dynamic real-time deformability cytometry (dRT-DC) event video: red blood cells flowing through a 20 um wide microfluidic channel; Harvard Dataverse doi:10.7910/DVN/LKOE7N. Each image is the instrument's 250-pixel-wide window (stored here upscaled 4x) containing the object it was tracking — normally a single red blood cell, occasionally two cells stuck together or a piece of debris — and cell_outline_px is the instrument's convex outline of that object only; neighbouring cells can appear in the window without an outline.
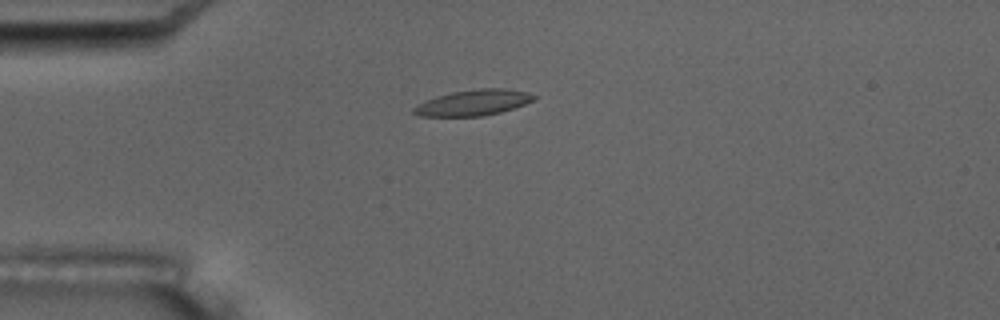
{"species": "common noctule bat (a hibernating species)", "species_latin": "Nyctalus noctula", "temperature_condition": "room temperature", "stored_images_in_passage": 9, "camera_frame_rate_fps": 3000, "um_per_image_px": 0.085, "animal": {"sex": "male", "body_mass_g": 17.5, "forearm_length_mm": 52.3}, "frame": {"image": 1, "passage_image": 2, "time_ms": 1.0, "image_size_px": [1000, 320], "cell_outline_px": [[536, 96], [532, 100], [524, 104], [500, 112], [484, 116], [420, 116], [412, 112], [412, 108], [436, 96], [452, 92], [480, 88], [504, 88], [528, 92]], "centroid_in_image_um": [40.23, 8.72], "position_along_channel_um": 44.8, "area_um2": 17.8}}
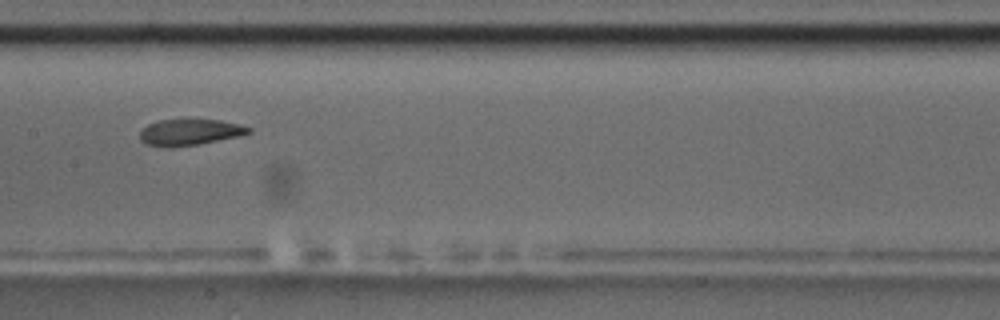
{"frame": {"image": 2, "passage_image": 6, "time_ms": 5.667, "image_size_px": [1000, 320], "cell_outline_px": [[252, 132], [240, 136], [196, 144], [172, 148], [168, 148], [144, 144], [140, 140], [140, 128], [148, 124], [160, 120], [220, 120], [240, 124], [252, 128]], "centroid_in_image_um": [16.1, 11.25], "position_along_channel_um": 191.3, "area_um2": 16.7}}